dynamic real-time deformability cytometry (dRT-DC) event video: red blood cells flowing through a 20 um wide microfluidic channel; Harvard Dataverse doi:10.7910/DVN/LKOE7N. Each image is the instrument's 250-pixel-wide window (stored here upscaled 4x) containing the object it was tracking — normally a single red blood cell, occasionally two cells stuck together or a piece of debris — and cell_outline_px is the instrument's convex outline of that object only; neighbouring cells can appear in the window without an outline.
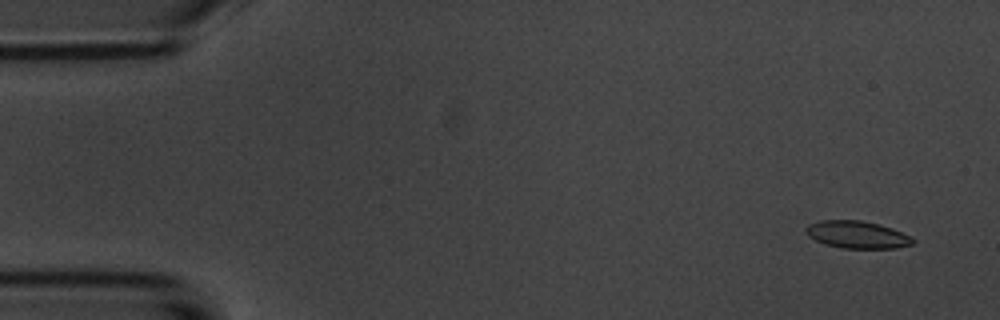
{"species": "common noctule bat (a hibernating species)", "species_latin": "Nyctalus noctula", "temperature_condition": "room temperature", "stored_images_in_passage": 4, "camera_frame_rate_fps": 3000, "um_per_image_px": 0.085, "animal": {"sex": "male", "body_mass_g": 20.1, "forearm_length_mm": 53.5}, "frame": {"image": 1, "passage_image": 1, "time_ms": 0.0, "image_size_px": [1000, 320], "cell_outline_px": [[916, 240], [912, 244], [896, 248], [840, 248], [824, 244], [808, 236], [804, 232], [804, 228], [808, 224], [820, 220], [860, 220], [880, 224], [892, 228]], "centroid_in_image_um": [72.8, 19.94], "position_along_channel_um": 12.2, "area_um2": 17.11}}
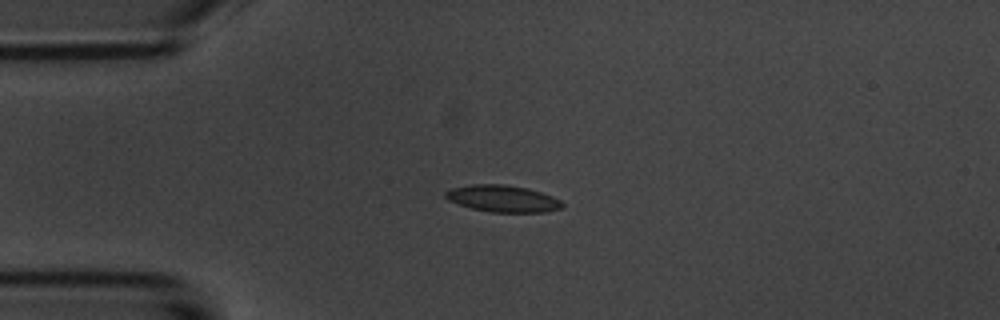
{"frame": {"image": 2, "passage_image": 4, "time_ms": 3.333, "image_size_px": [1000, 320], "cell_outline_px": [[564, 208], [544, 212], [492, 212], [472, 208], [448, 200], [444, 196], [444, 192], [452, 188], [472, 184], [504, 184], [528, 188], [552, 196], [560, 200], [564, 204]], "centroid_in_image_um": [42.75, 16.88], "position_along_channel_um": 42.2, "area_um2": 18.21}}